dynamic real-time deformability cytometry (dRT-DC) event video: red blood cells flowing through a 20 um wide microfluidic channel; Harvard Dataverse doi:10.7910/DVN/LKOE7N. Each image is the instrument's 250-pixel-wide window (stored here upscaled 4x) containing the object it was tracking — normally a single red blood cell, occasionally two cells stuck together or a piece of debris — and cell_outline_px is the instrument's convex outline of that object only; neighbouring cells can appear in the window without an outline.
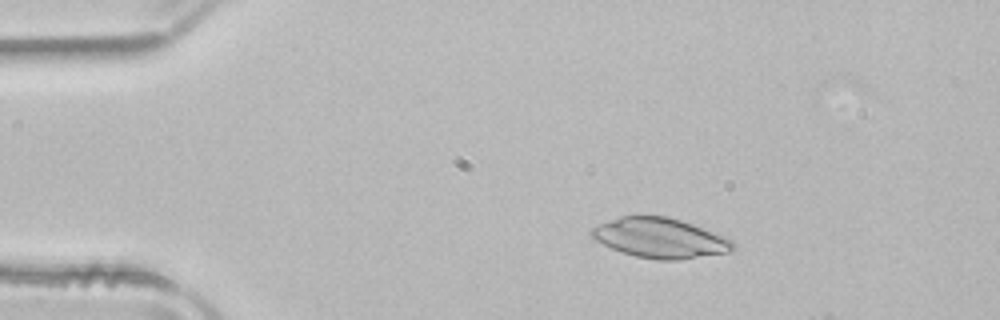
{"species": "common noctule bat (a hibernating species)", "species_latin": "Nyctalus noctula", "temperature_condition": "room temperature", "stored_images_in_passage": 6, "camera_frame_rate_fps": 3000, "um_per_image_px": 0.085, "animal": {"sex": "male", "body_mass_g": 21.5, "forearm_length_mm": 52.0}, "frame": {"image": 1, "passage_image": 1, "time_ms": 0.0, "image_size_px": [1000, 320], "cell_outline_px": [[736, 248], [728, 252], [676, 260], [656, 260], [636, 256], [612, 248], [596, 240], [588, 232], [592, 228], [600, 224], [620, 216], [668, 216], [692, 224], [732, 240], [736, 244]], "centroid_in_image_um": [56.1, 20.23], "position_along_channel_um": 28.9, "area_um2": 32.43}}